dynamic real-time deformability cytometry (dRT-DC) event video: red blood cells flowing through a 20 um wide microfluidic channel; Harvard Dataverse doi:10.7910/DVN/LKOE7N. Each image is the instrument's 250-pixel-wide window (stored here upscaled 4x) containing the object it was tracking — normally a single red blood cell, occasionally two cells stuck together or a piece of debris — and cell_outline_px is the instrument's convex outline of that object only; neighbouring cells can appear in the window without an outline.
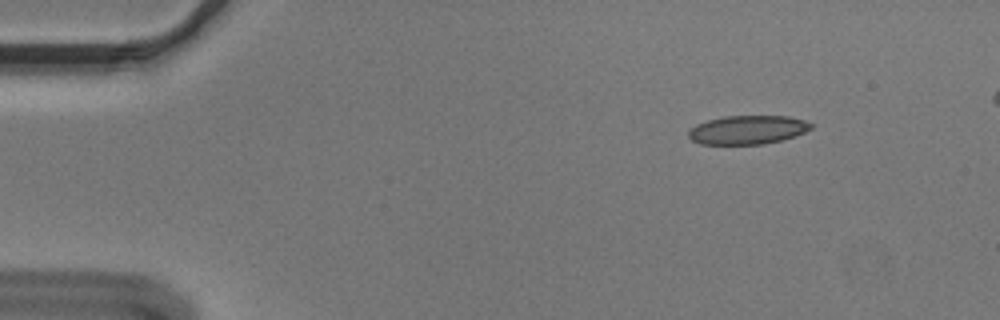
{"species": "Egyptian fruit bat (a non-hibernating species)", "species_latin": "Rousettus aegyptiacus", "temperature_condition": "cold", "stored_images_in_passage": 55, "camera_frame_rate_fps": 3000, "um_per_image_px": 0.085, "animal": {"sex": "male"}, "frame": {"image": 1, "passage_image": 7, "time_ms": 2.0, "image_size_px": [1000, 320], "cell_outline_px": [[812, 128], [796, 136], [764, 144], [700, 144], [692, 140], [688, 136], [688, 132], [696, 124], [708, 120], [724, 116], [788, 116], [804, 120], [812, 124]], "centroid_in_image_um": [63.55, 11.03], "position_along_channel_um": 21.5, "area_um2": 20.46}}
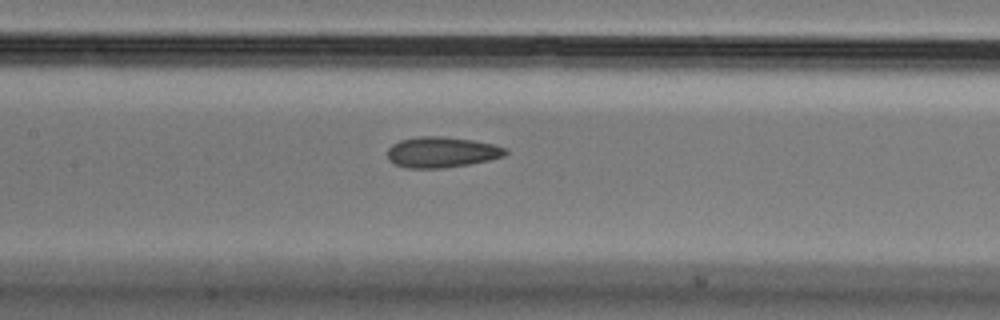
{"frame": {"image": 2, "passage_image": 26, "time_ms": 8.333, "image_size_px": [1000, 320], "cell_outline_px": [[508, 152], [504, 156], [488, 160], [468, 164], [444, 168], [404, 168], [388, 160], [388, 148], [392, 144], [400, 140], [420, 136], [444, 136], [472, 140], [492, 144], [504, 148]], "centroid_in_image_um": [37.51, 12.93], "position_along_channel_um": 169.9, "area_um2": 21.04}}
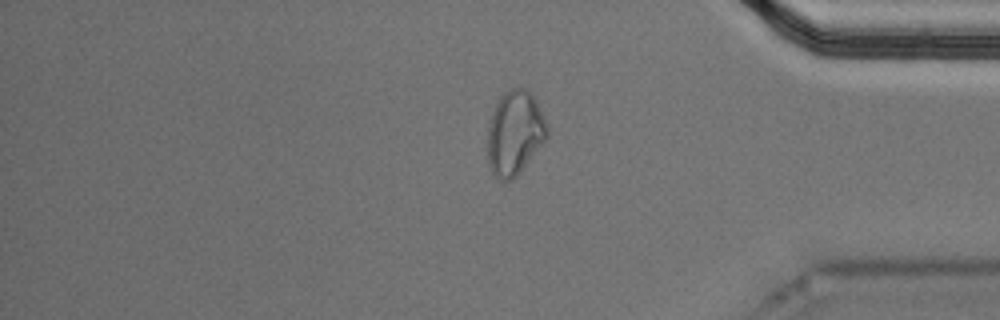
{"frame": {"image": 3, "passage_image": 46, "time_ms": 15.0, "image_size_px": [1000, 320], "cell_outline_px": [[548, 136], [516, 176], [512, 180], [500, 180], [492, 172], [488, 164], [488, 124], [492, 112], [500, 96], [508, 88], [524, 88], [536, 100], [548, 124]], "centroid_in_image_um": [43.75, 11.28], "position_along_channel_um": 391.5, "area_um2": 29.07}}